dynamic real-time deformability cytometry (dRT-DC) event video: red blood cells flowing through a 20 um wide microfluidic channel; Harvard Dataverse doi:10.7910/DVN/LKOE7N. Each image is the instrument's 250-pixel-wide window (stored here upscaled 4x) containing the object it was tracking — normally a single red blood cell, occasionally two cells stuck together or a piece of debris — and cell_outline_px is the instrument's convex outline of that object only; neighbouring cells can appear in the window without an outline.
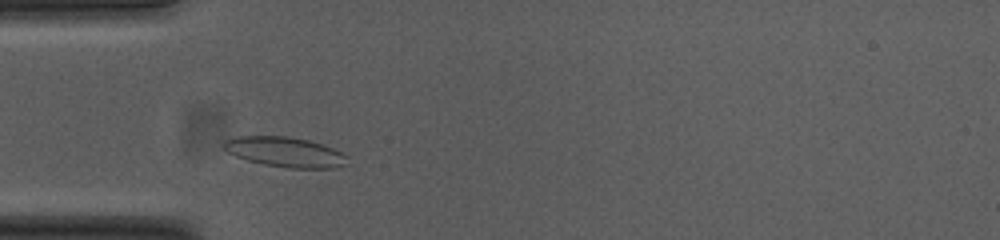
{"species": "common noctule bat (a hibernating species)", "species_latin": "Nyctalus noctula", "temperature_condition": "cold", "stored_images_in_passage": 35, "camera_frame_rate_fps": 3000, "um_per_image_px": 0.085, "animal": {"sex": "female", "body_mass_g": 23.0, "forearm_length_mm": 53.4}, "frame": {"image": 1, "passage_image": 6, "time_ms": 1.667, "image_size_px": [1000, 240], "cell_outline_px": [[348, 164], [332, 168], [288, 168], [264, 164], [248, 160], [236, 156], [228, 152], [224, 148], [224, 140], [236, 136], [288, 136], [308, 140], [332, 148], [348, 156]], "centroid_in_image_um": [24.24, 12.92], "position_along_channel_um": 60.8, "area_um2": 21.5}}
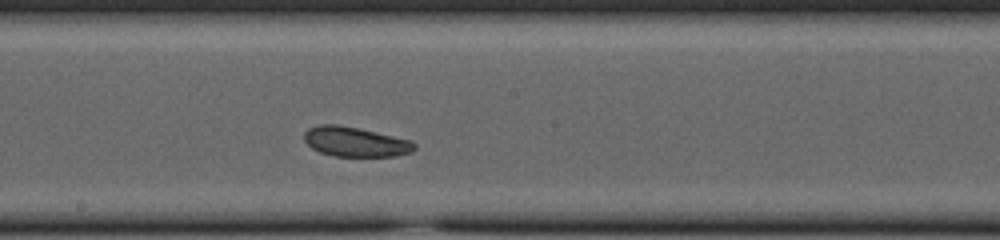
{"frame": {"image": 2, "passage_image": 19, "time_ms": 6.0, "image_size_px": [1000, 240], "cell_outline_px": [[416, 148], [412, 152], [396, 156], [336, 156], [320, 152], [312, 148], [304, 140], [304, 132], [308, 128], [320, 124], [336, 124], [356, 128], [412, 140], [416, 144]], "centroid_in_image_um": [30.21, 12.05], "position_along_channel_um": 218.0, "area_um2": 19.02}}
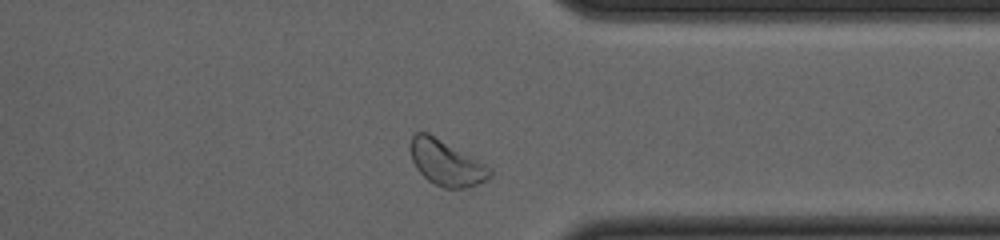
{"frame": {"image": 3, "passage_image": 32, "time_ms": 10.333, "image_size_px": [1000, 240], "cell_outline_px": [[492, 176], [468, 188], [444, 188], [428, 180], [416, 168], [412, 160], [412, 136], [416, 132], [428, 132], [492, 168]], "centroid_in_image_um": [37.95, 13.86], "position_along_channel_um": 373.5, "area_um2": 20.58}, "authors_computed_cell_mechanics": {"area_um2": 19.5942, "velocity_mm_per_s": 3.6779, "shape_relaxation_time_tau1_ms": null, "shape_relaxation_time_tau2_ms": 3.4807, "deformation_change_tau1": null, "deformation_change_tau2": 0.086}}